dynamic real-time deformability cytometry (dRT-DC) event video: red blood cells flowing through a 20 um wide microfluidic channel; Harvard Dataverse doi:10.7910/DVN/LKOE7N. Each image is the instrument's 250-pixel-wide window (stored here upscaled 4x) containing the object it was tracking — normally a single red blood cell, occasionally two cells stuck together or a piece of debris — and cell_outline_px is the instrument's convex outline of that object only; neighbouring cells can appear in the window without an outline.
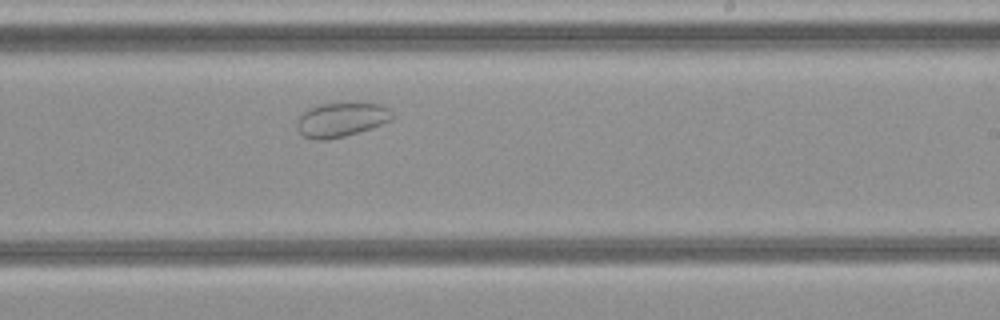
{"species": "common noctule bat (a hibernating species)", "species_latin": "Nyctalus noctula", "temperature_condition": "cold", "stored_images_in_passage": 28, "camera_frame_rate_fps": 3000, "um_per_image_px": 0.085, "animal": {"sex": "female", "body_mass_g": 21.9}, "frame": {"image": 1, "passage_image": 16, "time_ms": 5.0, "image_size_px": [1000, 320], "cell_outline_px": [[396, 116], [392, 120], [344, 136], [324, 140], [312, 140], [304, 136], [296, 128], [296, 124], [300, 112], [316, 104], [356, 100], [380, 104], [388, 108]], "centroid_in_image_um": [28.98, 10.1], "position_along_channel_um": 260.0, "area_um2": 19.83}}